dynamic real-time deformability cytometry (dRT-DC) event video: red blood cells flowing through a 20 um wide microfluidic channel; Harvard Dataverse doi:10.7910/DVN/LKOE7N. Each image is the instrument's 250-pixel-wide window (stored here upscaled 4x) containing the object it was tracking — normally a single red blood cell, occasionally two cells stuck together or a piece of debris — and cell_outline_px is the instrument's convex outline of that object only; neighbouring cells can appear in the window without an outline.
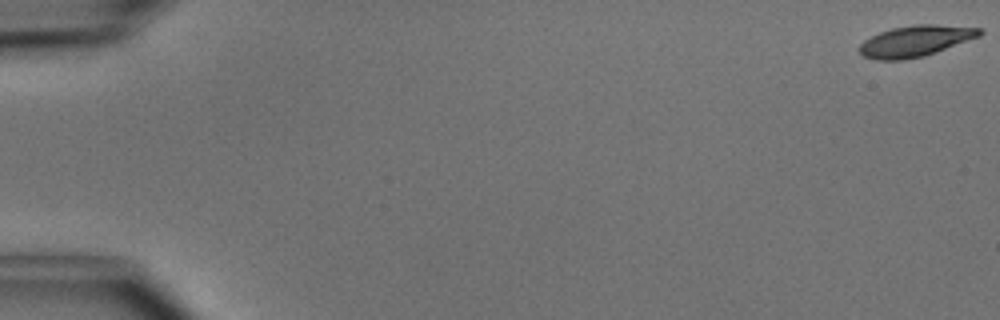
{"species": "common noctule bat (a hibernating species)", "species_latin": "Nyctalus noctula", "temperature_condition": "cold", "stored_images_in_passage": 50, "camera_frame_rate_fps": 3000, "um_per_image_px": 0.085, "animal": {"sex": "male", "body_mass_g": 15.6}, "frame": {"image": 1, "passage_image": 1, "time_ms": 0.0, "image_size_px": [1000, 320], "cell_outline_px": [[984, 32], [980, 36], [936, 52], [924, 56], [904, 60], [876, 60], [864, 56], [860, 52], [860, 44], [864, 40], [880, 32], [892, 28], [916, 24], [936, 24], [984, 28]], "centroid_in_image_um": [77.85, 3.48], "position_along_channel_um": 7.2, "area_um2": 21.79}}
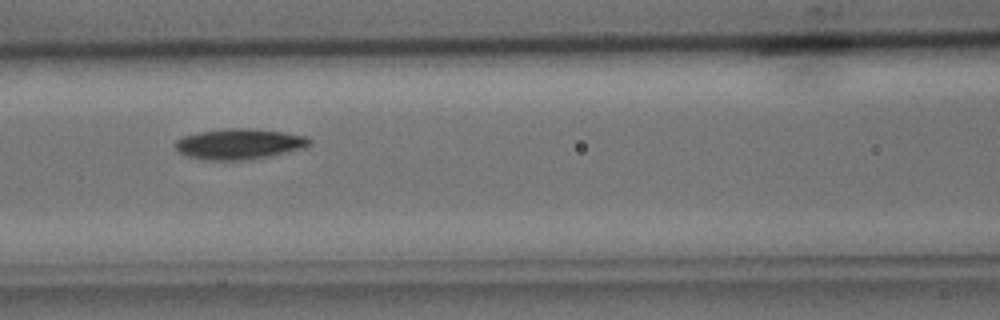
{"frame": {"image": 2, "passage_image": 23, "time_ms": 7.333, "image_size_px": [1000, 320], "cell_outline_px": [[312, 144], [304, 148], [268, 156], [244, 160], [204, 160], [188, 156], [180, 152], [176, 148], [176, 140], [184, 136], [200, 132], [228, 128], [248, 128], [284, 132], [304, 136], [312, 140]], "centroid_in_image_um": [20.35, 12.24], "position_along_channel_um": 146.2, "area_um2": 23.7}}
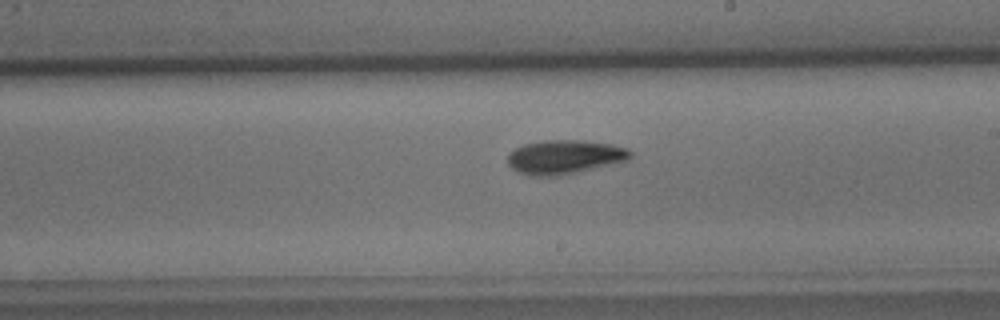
{"frame": {"image": 3, "passage_image": 30, "time_ms": 9.667, "image_size_px": [1000, 320], "cell_outline_px": [[632, 156], [628, 160], [556, 176], [532, 176], [520, 172], [512, 168], [508, 164], [508, 152], [524, 144], [544, 140], [580, 140], [612, 144], [628, 148], [632, 152]], "centroid_in_image_um": [47.98, 13.32], "position_along_channel_um": 241.0, "area_um2": 24.1}, "authors_computed_cell_mechanics": {"area_um2": 22.3975, "velocity_mm_per_s": 4.0782, "shape_relaxation_time_tau1_ms": 3.1232, "shape_relaxation_time_tau2_ms": 8.5365, "deformation_change_tau1": 0.1243, "deformation_change_tau2": 0.151}}